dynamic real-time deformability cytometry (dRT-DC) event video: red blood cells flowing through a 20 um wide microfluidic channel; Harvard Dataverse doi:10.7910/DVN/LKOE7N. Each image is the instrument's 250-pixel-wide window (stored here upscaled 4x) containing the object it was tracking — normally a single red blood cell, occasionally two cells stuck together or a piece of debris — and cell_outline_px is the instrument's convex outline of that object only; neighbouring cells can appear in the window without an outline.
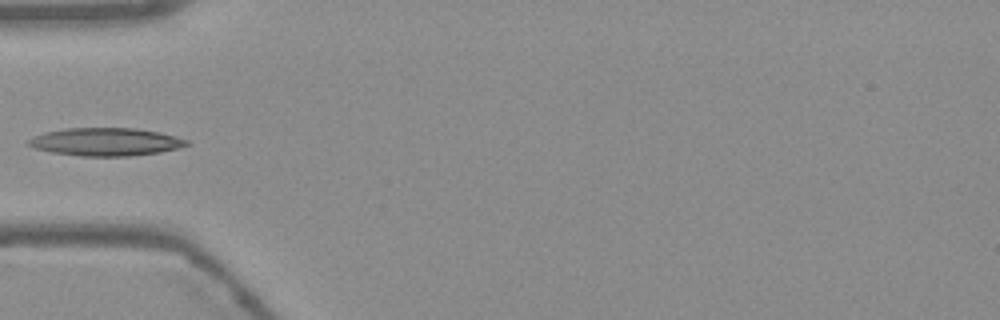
{"species": "Egyptian fruit bat (a non-hibernating species)", "species_latin": "Rousettus aegyptiacus", "temperature_condition": "warm", "stored_images_in_passage": 37, "camera_frame_rate_fps": 3000, "um_per_image_px": 0.085, "frame": {"image": 1, "passage_image": 1, "time_ms": 0.0, "image_size_px": [1000, 320], "cell_outline_px": [[192, 144], [180, 148], [160, 152], [128, 156], [80, 156], [52, 152], [36, 148], [28, 144], [28, 140], [32, 136], [44, 132], [64, 128], [136, 128], [160, 132], [176, 136], [188, 140]], "centroid_in_image_um": [9.03, 12.05], "position_along_channel_um": 76.0, "area_um2": 25.89}}
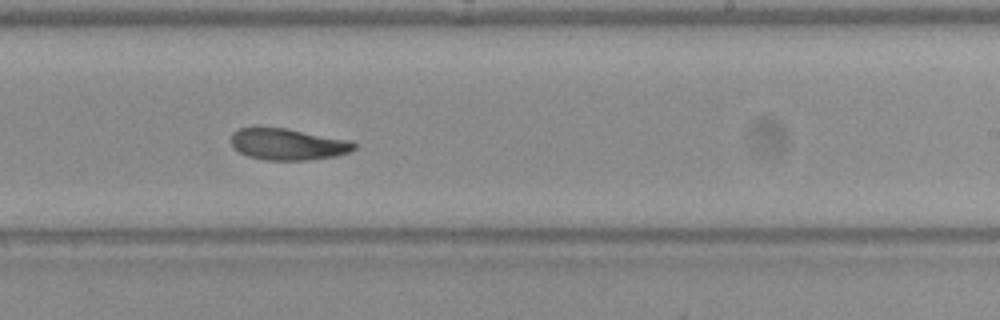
{"frame": {"image": 2, "passage_image": 16, "time_ms": 5.0, "image_size_px": [1000, 320], "cell_outline_px": [[356, 148], [348, 152], [336, 156], [308, 160], [264, 160], [248, 156], [232, 148], [232, 132], [240, 128], [284, 128], [352, 140], [356, 144]], "centroid_in_image_um": [24.49, 12.27], "position_along_channel_um": 264.5, "area_um2": 22.54}}
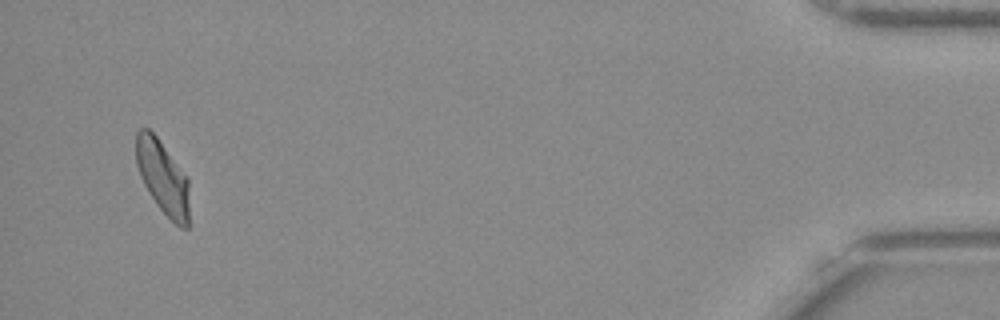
{"frame": {"image": 3, "passage_image": 35, "time_ms": 11.333, "image_size_px": [1000, 320], "cell_outline_px": [[188, 228], [180, 228], [156, 204], [148, 192], [140, 176], [136, 164], [136, 132], [140, 128], [148, 128], [156, 136], [188, 176]], "centroid_in_image_um": [13.82, 15.05], "position_along_channel_um": 421.4, "area_um2": 22.77}}